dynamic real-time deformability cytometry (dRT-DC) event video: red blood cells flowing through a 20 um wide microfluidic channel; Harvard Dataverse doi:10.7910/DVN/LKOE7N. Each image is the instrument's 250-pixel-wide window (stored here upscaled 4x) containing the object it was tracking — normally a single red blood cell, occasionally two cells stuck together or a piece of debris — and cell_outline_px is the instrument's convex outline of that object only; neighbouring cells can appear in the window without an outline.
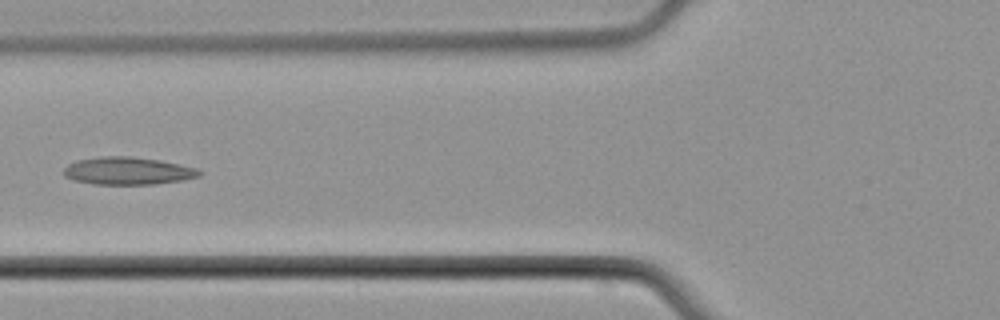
{"species": "common noctule bat (a hibernating species)", "species_latin": "Nyctalus noctula", "temperature_condition": "cold", "stored_images_in_passage": 5, "camera_frame_rate_fps": 3000, "um_per_image_px": 0.085, "animal": {"sex": "male", "body_mass_g": 21.5, "forearm_length_mm": 52.0}, "frame": {"image": 1, "passage_image": 5, "time_ms": 5.333, "image_size_px": [1000, 320], "cell_outline_px": [[204, 172], [200, 176], [184, 180], [152, 184], [96, 184], [72, 180], [64, 176], [64, 168], [68, 164], [76, 160], [100, 156], [132, 156], [160, 160], [196, 168]], "centroid_in_image_um": [10.86, 14.52], "position_along_channel_um": 114.9, "area_um2": 21.91}}